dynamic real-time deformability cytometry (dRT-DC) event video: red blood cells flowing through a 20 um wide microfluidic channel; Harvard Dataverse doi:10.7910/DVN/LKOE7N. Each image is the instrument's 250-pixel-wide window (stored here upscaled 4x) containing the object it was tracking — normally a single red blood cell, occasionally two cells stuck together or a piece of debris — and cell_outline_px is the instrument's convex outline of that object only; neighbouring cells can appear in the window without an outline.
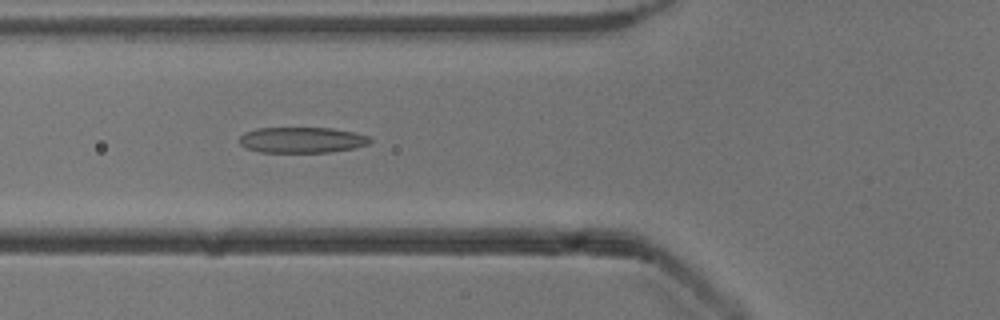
{"species": "common noctule bat (a hibernating species)", "species_latin": "Nyctalus noctula", "temperature_condition": "cold", "stored_images_in_passage": 52, "camera_frame_rate_fps": 3000, "um_per_image_px": 0.085, "animal": {"sex": "male", "body_mass_g": 13.3}, "frame": {"image": 1, "passage_image": 19, "time_ms": 6.0, "image_size_px": [1000, 320], "cell_outline_px": [[372, 140], [368, 144], [356, 148], [328, 152], [260, 152], [244, 148], [240, 144], [240, 136], [244, 132], [256, 128], [332, 128], [352, 132], [368, 136]], "centroid_in_image_um": [25.63, 11.9], "position_along_channel_um": 100.2, "area_um2": 19.65}}
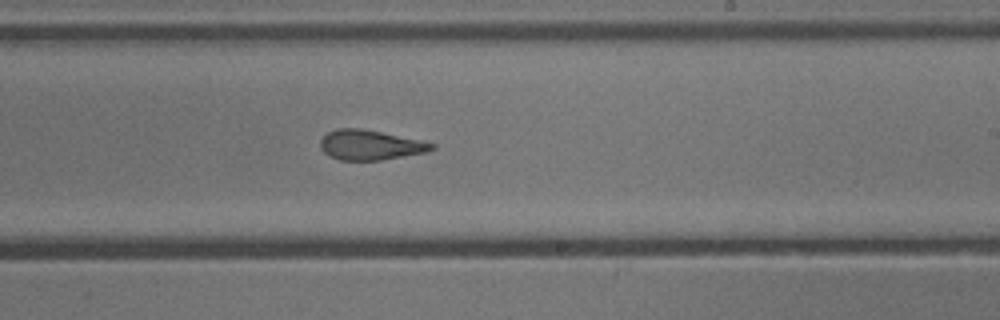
{"frame": {"image": 2, "passage_image": 31, "time_ms": 10.0, "image_size_px": [1000, 320], "cell_outline_px": [[436, 148], [424, 152], [380, 160], [340, 160], [328, 156], [320, 148], [320, 140], [328, 132], [336, 128], [360, 128], [420, 140], [436, 144]], "centroid_in_image_um": [31.42, 12.32], "position_along_channel_um": 257.6, "area_um2": 19.25}}
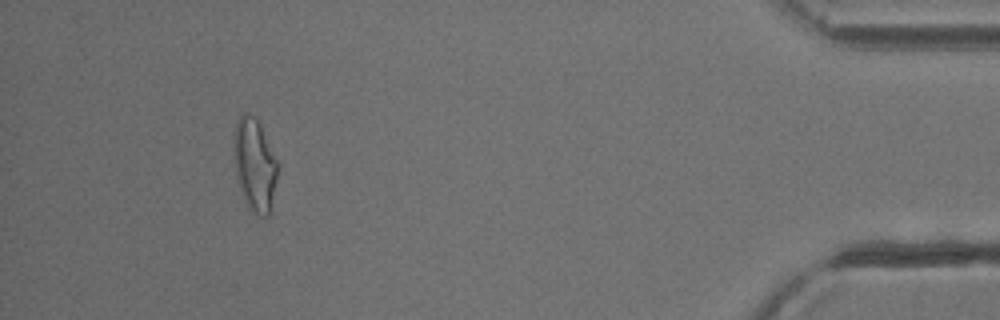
{"frame": {"image": 3, "passage_image": 48, "time_ms": 15.667, "image_size_px": [1000, 320], "cell_outline_px": [[276, 180], [272, 212], [268, 216], [260, 216], [252, 212], [248, 208], [244, 200], [236, 176], [232, 152], [232, 132], [236, 120], [240, 112], [244, 112], [252, 116], [260, 124], [276, 160]], "centroid_in_image_um": [21.59, 14.01], "position_along_channel_um": 413.6, "area_um2": 24.1}, "authors_computed_cell_mechanics": {"area_um2": 21.0103, "velocity_mm_per_s": 3.9365, "shape_relaxation_time_tau1_ms": 10.834, "shape_relaxation_time_tau2_ms": 2.1868, "deformation_change_tau1": 0.2808, "deformation_change_tau2": 0.1234}}